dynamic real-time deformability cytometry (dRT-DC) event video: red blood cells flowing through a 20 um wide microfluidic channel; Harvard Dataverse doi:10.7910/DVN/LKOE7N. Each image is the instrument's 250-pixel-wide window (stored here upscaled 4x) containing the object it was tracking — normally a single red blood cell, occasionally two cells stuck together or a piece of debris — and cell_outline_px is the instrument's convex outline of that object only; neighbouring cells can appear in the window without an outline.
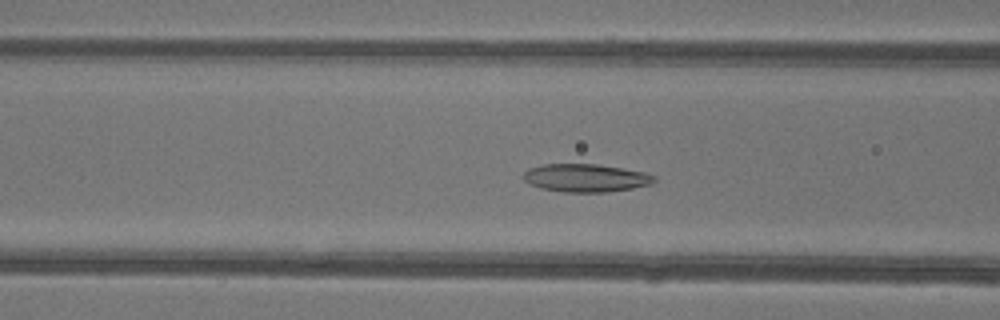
{"species": "common noctule bat (a hibernating species)", "species_latin": "Nyctalus noctula", "temperature_condition": "warm", "stored_images_in_passage": 48, "segment_of_instrument_passage": [1, 2], "camera_frame_rate_fps": 3000, "um_per_image_px": 0.085, "animal": {"sex": "female"}, "frame": {"image": 1, "passage_image": 18, "time_ms": 5.667, "image_size_px": [1000, 320], "cell_outline_px": [[656, 180], [652, 184], [632, 188], [608, 192], [564, 192], [540, 188], [528, 184], [520, 176], [528, 168], [544, 164], [596, 164], [644, 172], [656, 176]], "centroid_in_image_um": [49.75, 15.13], "position_along_channel_um": 116.9, "area_um2": 21.5}}
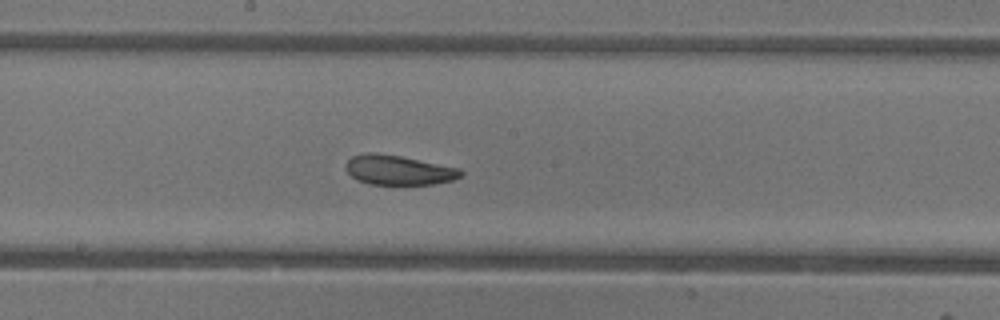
{"frame": {"image": 2, "passage_image": 25, "time_ms": 8.0, "image_size_px": [1000, 320], "cell_outline_px": [[464, 172], [460, 176], [452, 180], [432, 184], [368, 184], [356, 180], [344, 168], [344, 164], [352, 156], [364, 152], [376, 152], [400, 156], [460, 168]], "centroid_in_image_um": [33.82, 14.44], "position_along_channel_um": 214.4, "area_um2": 19.94}}
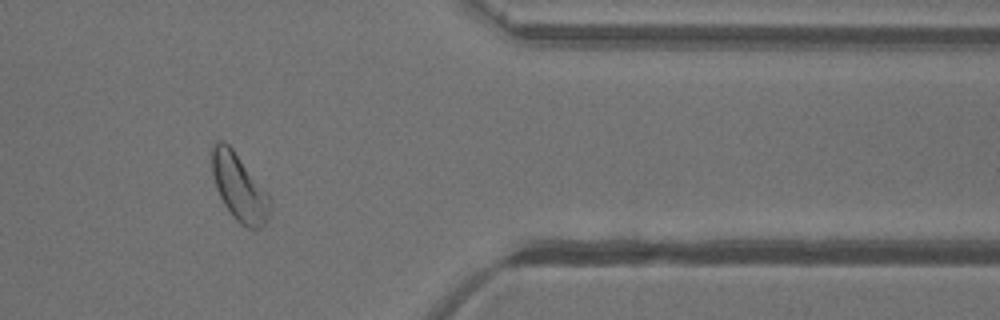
{"frame": {"image": 3, "passage_image": 39, "time_ms": 12.667, "image_size_px": [1000, 320], "cell_outline_px": [[272, 200], [268, 216], [264, 224], [260, 228], [248, 228], [240, 224], [232, 216], [224, 204], [216, 188], [212, 172], [212, 144], [216, 140], [224, 140], [232, 148], [268, 192]], "centroid_in_image_um": [20.34, 15.92], "position_along_channel_um": 391.1, "area_um2": 22.72}}